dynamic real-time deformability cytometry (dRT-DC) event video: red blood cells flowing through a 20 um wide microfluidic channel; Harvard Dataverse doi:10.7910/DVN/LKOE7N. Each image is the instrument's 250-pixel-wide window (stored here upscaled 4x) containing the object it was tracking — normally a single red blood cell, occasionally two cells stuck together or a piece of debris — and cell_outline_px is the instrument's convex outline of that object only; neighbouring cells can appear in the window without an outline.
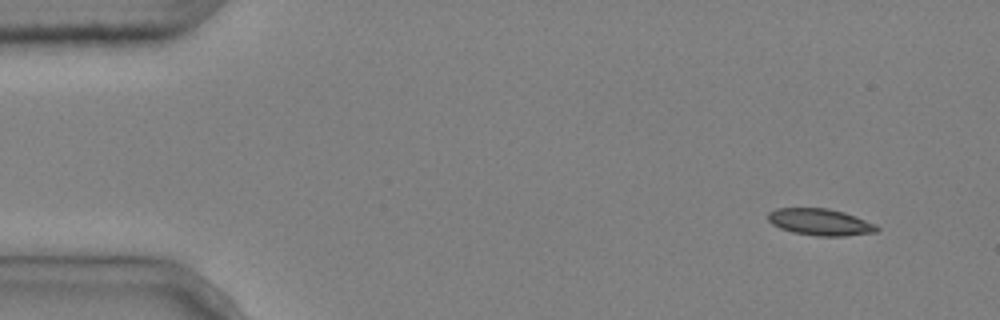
{"species": "common noctule bat (a hibernating species)", "species_latin": "Nyctalus noctula", "temperature_condition": "cold", "stored_images_in_passage": 3, "camera_frame_rate_fps": 3000, "um_per_image_px": 0.085, "animal": {"sex": "male", "body_mass_g": 20.4}, "frame": {"image": 1, "passage_image": 1, "time_ms": 0.0, "image_size_px": [1000, 320], "cell_outline_px": [[880, 228], [876, 232], [844, 236], [816, 236], [792, 232], [780, 228], [772, 224], [768, 220], [768, 212], [776, 208], [828, 208], [844, 212], [876, 224]], "centroid_in_image_um": [69.71, 18.87], "position_along_channel_um": 15.3, "area_um2": 16.99}}
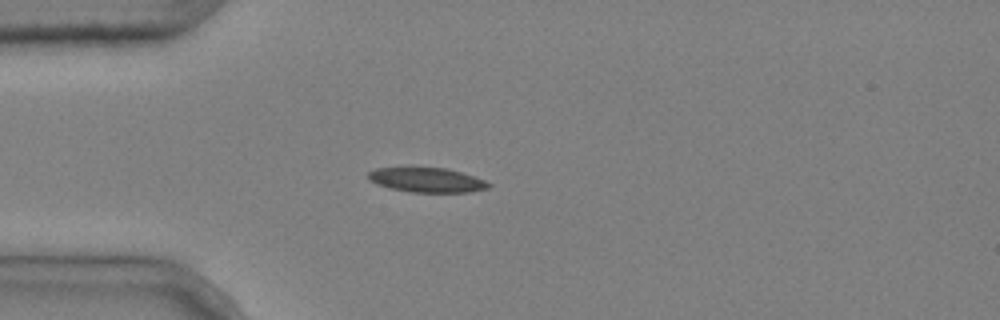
{"frame": {"image": 2, "passage_image": 3, "time_ms": 0.667, "image_size_px": [1000, 320], "cell_outline_px": [[492, 184], [488, 188], [468, 192], [412, 192], [388, 188], [376, 184], [368, 180], [368, 172], [376, 168], [448, 168], [484, 180]], "centroid_in_image_um": [36.25, 15.3], "position_along_channel_um": 48.7, "area_um2": 17.11}}